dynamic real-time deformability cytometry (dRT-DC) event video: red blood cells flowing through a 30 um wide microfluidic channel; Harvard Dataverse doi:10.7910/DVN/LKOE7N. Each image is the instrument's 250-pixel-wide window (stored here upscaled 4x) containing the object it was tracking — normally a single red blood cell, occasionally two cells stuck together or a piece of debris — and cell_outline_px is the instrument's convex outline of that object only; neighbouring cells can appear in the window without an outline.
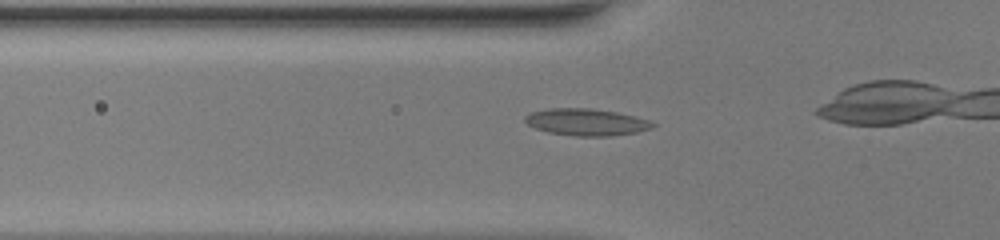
{"species": "common noctule bat (a hibernating species)", "species_latin": "Nyctalus noctula", "temperature_condition": "warm", "stored_images_in_passage": 33, "camera_frame_rate_fps": 3000, "um_per_image_px": 0.085, "animal": {"sex": "female", "body_mass_g": 20.0, "forearm_length_mm": 54.0}, "frame": {"image": 1, "passage_image": 11, "time_ms": 3.333, "image_size_px": [1000, 240], "cell_outline_px": [[656, 124], [652, 128], [636, 132], [612, 136], [576, 136], [548, 132], [536, 128], [528, 124], [524, 120], [524, 116], [532, 112], [548, 108], [592, 108], [616, 112], [636, 116], [652, 120]], "centroid_in_image_um": [49.87, 10.37], "position_along_channel_um": 75.9, "area_um2": 20.11}}
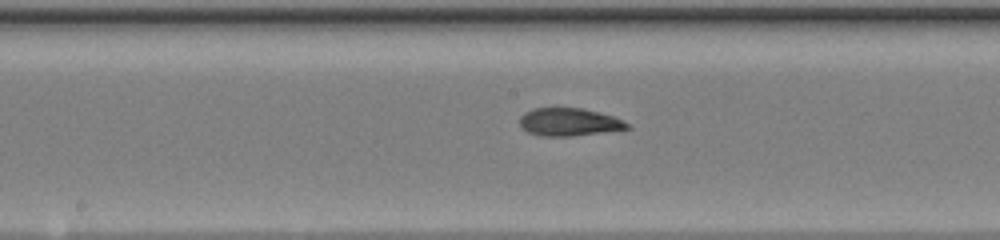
{"frame": {"image": 2, "passage_image": 20, "time_ms": 6.333, "image_size_px": [1000, 240], "cell_outline_px": [[632, 128], [572, 136], [540, 136], [528, 132], [520, 124], [520, 116], [524, 112], [532, 108], [584, 108], [600, 112], [624, 120]], "centroid_in_image_um": [48.37, 10.36], "position_along_channel_um": 199.8, "area_um2": 17.46}}
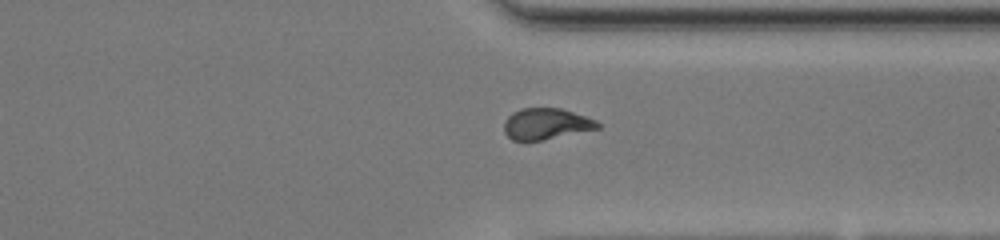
{"frame": {"image": 3, "passage_image": 32, "time_ms": 10.333, "image_size_px": [1000, 240], "cell_outline_px": [[600, 128], [544, 140], [512, 140], [504, 132], [504, 120], [512, 112], [520, 108], [560, 108], [596, 120], [600, 124]], "centroid_in_image_um": [46.4, 10.53], "position_along_channel_um": 365.0, "area_um2": 16.99}}